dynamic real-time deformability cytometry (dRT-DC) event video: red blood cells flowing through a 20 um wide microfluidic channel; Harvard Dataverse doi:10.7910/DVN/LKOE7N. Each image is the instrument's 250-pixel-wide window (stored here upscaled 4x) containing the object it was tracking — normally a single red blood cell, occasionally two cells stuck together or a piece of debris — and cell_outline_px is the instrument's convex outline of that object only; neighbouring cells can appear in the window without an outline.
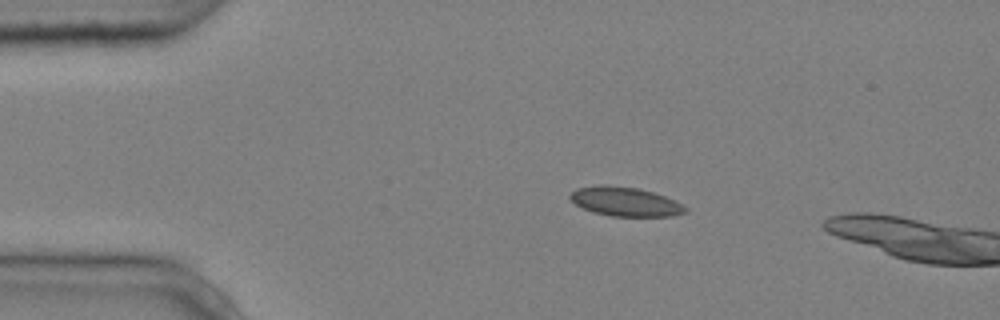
{"species": "common noctule bat (a hibernating species)", "species_latin": "Nyctalus noctula", "temperature_condition": "cold", "stored_images_in_passage": 4, "camera_frame_rate_fps": 3000, "um_per_image_px": 0.085, "animal": {"sex": "male", "body_mass_g": 20.4}, "frame": {"image": 1, "passage_image": 3, "time_ms": 0.667, "image_size_px": [1000, 320], "cell_outline_px": [[688, 212], [672, 216], [612, 216], [592, 212], [576, 204], [568, 196], [576, 188], [600, 184], [604, 184], [640, 188], [676, 200], [688, 208]], "centroid_in_image_um": [53.16, 17.13], "position_along_channel_um": 31.8, "area_um2": 19.71}}